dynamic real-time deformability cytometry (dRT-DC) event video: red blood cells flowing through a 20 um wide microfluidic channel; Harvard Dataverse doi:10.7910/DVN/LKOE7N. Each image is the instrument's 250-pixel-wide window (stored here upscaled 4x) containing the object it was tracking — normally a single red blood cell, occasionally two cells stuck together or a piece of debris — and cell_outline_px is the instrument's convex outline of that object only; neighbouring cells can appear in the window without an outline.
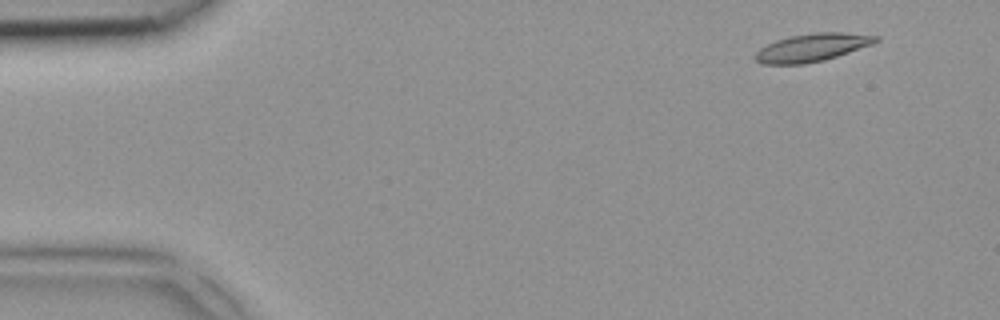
{"species": "common noctule bat (a hibernating species)", "species_latin": "Nyctalus noctula", "temperature_condition": "room temperature", "stored_images_in_passage": 5, "camera_frame_rate_fps": 3000, "um_per_image_px": 0.085, "animal": {"sex": "female", "body_mass_g": 18.4}, "frame": {"image": 1, "passage_image": 2, "time_ms": 0.333, "image_size_px": [1000, 320], "cell_outline_px": [[880, 40], [872, 44], [824, 60], [804, 64], [760, 64], [752, 56], [760, 48], [776, 40], [792, 36], [816, 32], [844, 32], [880, 36]], "centroid_in_image_um": [69.02, 4.04], "position_along_channel_um": 16.0, "area_um2": 19.54}}
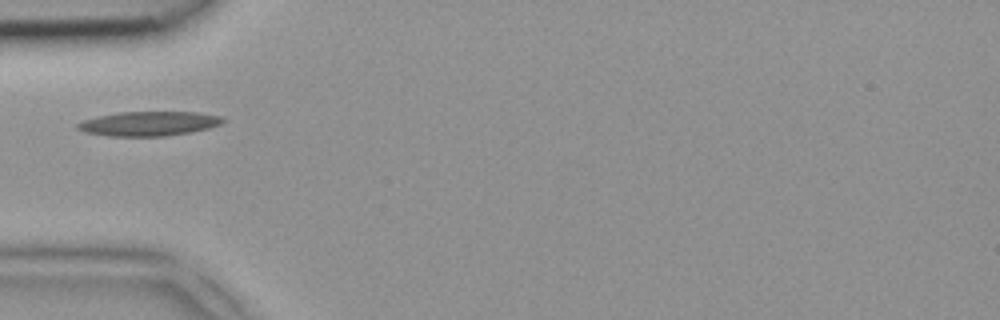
{"frame": {"image": 2, "passage_image": 5, "time_ms": 1.333, "image_size_px": [1000, 320], "cell_outline_px": [[224, 120], [220, 124], [208, 128], [192, 132], [164, 136], [108, 136], [84, 132], [76, 128], [76, 124], [84, 120], [100, 116], [120, 112], [200, 112], [220, 116]], "centroid_in_image_um": [12.64, 10.51], "position_along_channel_um": 72.4, "area_um2": 20.58}}